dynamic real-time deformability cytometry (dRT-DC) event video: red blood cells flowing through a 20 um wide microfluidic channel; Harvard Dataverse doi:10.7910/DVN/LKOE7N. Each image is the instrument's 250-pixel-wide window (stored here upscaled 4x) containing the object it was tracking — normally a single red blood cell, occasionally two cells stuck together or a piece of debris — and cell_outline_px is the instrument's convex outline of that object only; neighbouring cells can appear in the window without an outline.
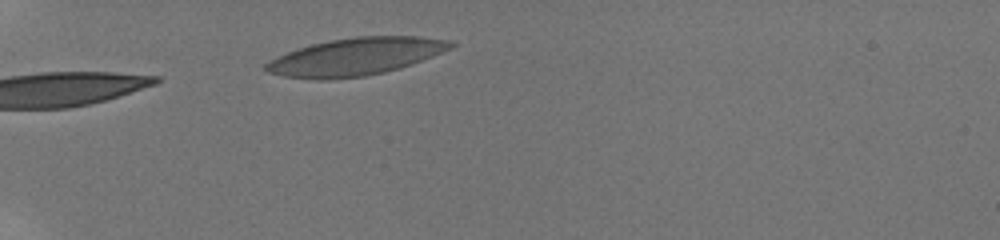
{"species": "human", "species_latin": "Homo sapiens", "temperature_condition": "room temperature", "stored_images_in_passage": 16, "camera_frame_rate_fps": 3000, "um_per_image_px": 0.085, "donor": {"sex": "male"}, "frame": {"image": 1, "passage_image": 1, "time_ms": 0.0, "image_size_px": [1000, 240], "cell_outline_px": [[456, 44], [452, 48], [412, 64], [400, 68], [384, 72], [364, 76], [328, 80], [316, 80], [284, 76], [268, 72], [260, 68], [268, 60], [296, 48], [312, 44], [332, 40], [356, 36], [420, 36], [448, 40]], "centroid_in_image_um": [30.18, 4.82], "position_along_channel_um": 54.8, "area_um2": 40.52}}
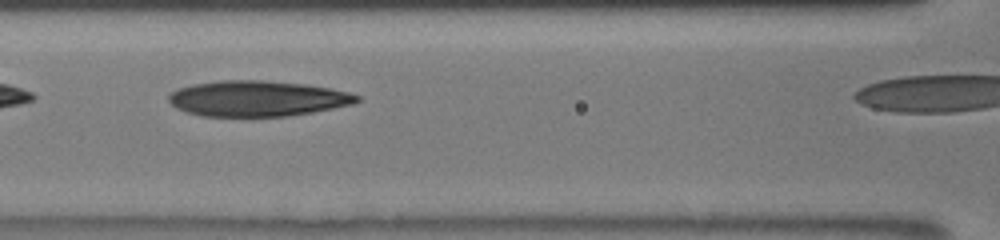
{"frame": {"image": 2, "passage_image": 9, "time_ms": 1.667, "image_size_px": [1000, 240], "cell_outline_px": [[360, 100], [352, 104], [312, 112], [288, 116], [200, 116], [176, 108], [168, 100], [168, 96], [176, 88], [192, 84], [220, 80], [264, 80], [304, 84], [332, 88], [348, 92], [360, 96]], "centroid_in_image_um": [21.86, 8.37], "position_along_channel_um": 144.7, "area_um2": 39.13}}
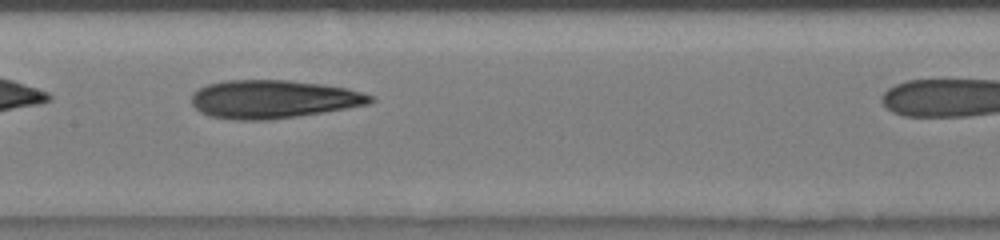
{"frame": {"image": 3, "passage_image": 15, "time_ms": 2.667, "image_size_px": [1000, 240], "cell_outline_px": [[376, 100], [368, 104], [324, 112], [268, 120], [236, 120], [212, 116], [200, 112], [192, 104], [192, 92], [208, 84], [224, 80], [288, 80], [320, 84], [348, 88], [376, 96]], "centroid_in_image_um": [23.25, 8.42], "position_along_channel_um": 184.2, "area_um2": 39.88}}